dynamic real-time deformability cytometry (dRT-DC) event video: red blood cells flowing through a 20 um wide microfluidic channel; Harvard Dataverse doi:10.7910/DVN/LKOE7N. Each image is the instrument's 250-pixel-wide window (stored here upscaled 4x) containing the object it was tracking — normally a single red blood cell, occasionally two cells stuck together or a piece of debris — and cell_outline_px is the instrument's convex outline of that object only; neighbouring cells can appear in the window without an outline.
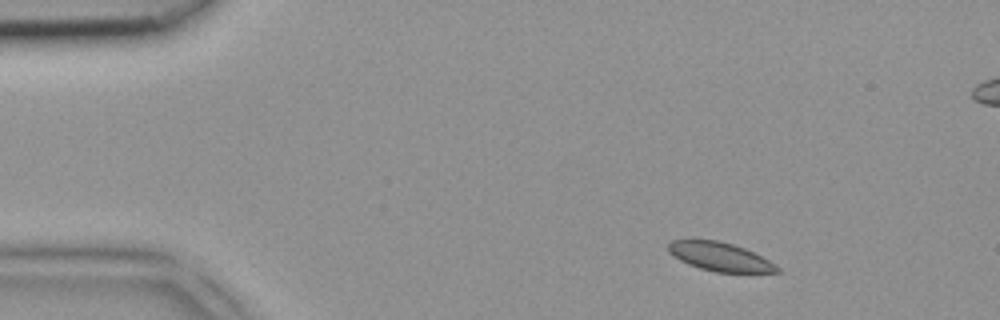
{"species": "common noctule bat (a hibernating species)", "species_latin": "Nyctalus noctula", "temperature_condition": "room temperature", "stored_images_in_passage": 3, "camera_frame_rate_fps": 3000, "um_per_image_px": 0.085, "animal": {"sex": "female", "body_mass_g": 18.4}, "frame": {"image": 1, "passage_image": 1, "time_ms": 0.0, "image_size_px": [1000, 320], "cell_outline_px": [[780, 272], [716, 272], [700, 268], [688, 264], [680, 260], [668, 252], [668, 244], [672, 240], [720, 240], [744, 248], [768, 260], [780, 268]], "centroid_in_image_um": [61.17, 21.82], "position_along_channel_um": 23.8, "area_um2": 17.92}}